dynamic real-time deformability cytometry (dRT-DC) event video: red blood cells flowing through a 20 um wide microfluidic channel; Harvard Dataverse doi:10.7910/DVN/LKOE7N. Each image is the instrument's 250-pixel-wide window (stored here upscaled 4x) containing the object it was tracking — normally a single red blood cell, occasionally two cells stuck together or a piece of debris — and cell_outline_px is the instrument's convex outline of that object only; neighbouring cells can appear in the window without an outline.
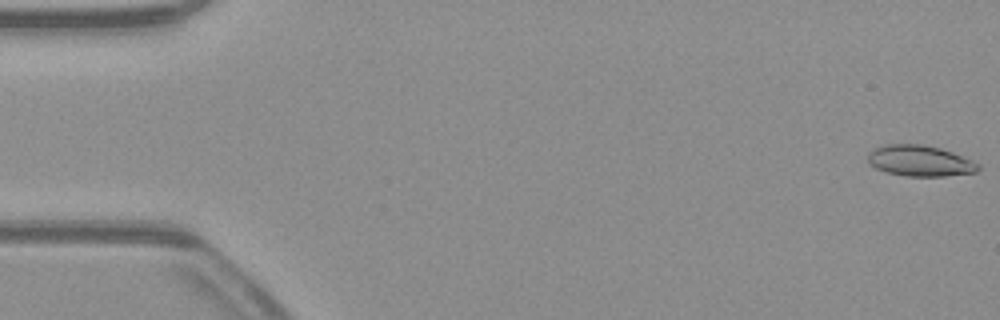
{"species": "common noctule bat (a hibernating species)", "species_latin": "Nyctalus noctula", "temperature_condition": "warm", "stored_images_in_passage": 10, "camera_frame_rate_fps": 3000, "um_per_image_px": 0.085, "animal": {"sex": "male", "body_mass_g": 23.1, "forearm_length_mm": 52.7}, "frame": {"image": 1, "passage_image": 1, "time_ms": 0.0, "image_size_px": [1000, 320], "cell_outline_px": [[980, 168], [976, 172], [944, 176], [904, 176], [884, 172], [868, 164], [868, 152], [884, 144], [924, 144], [940, 148], [952, 152], [972, 160], [980, 164]], "centroid_in_image_um": [78.17, 13.67], "position_along_channel_um": 6.8, "area_um2": 20.06}}